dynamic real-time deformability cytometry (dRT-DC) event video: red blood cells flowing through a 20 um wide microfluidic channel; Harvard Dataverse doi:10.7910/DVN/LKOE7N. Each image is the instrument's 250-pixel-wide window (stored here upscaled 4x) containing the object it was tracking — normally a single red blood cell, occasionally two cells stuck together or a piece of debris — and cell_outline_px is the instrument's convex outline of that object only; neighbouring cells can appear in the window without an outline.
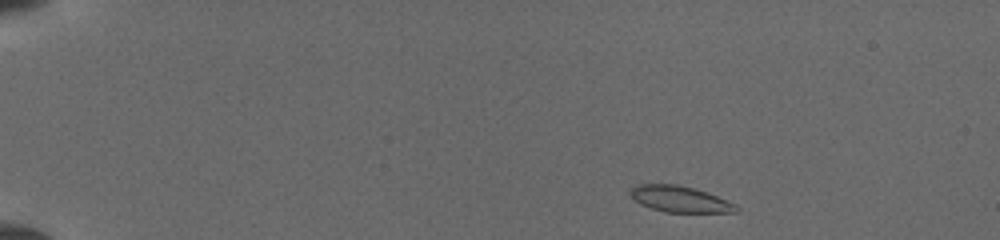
{"species": "common noctule bat (a hibernating species)", "species_latin": "Nyctalus noctula", "temperature_condition": "cold", "stored_images_in_passage": 7, "camera_frame_rate_fps": 3000, "um_per_image_px": 0.085, "animal": {"sex": "female", "body_mass_g": 19.5, "forearm_length_mm": 54.1}, "frame": {"image": 1, "passage_image": 1, "time_ms": 0.0, "image_size_px": [1000, 240], "cell_outline_px": [[740, 212], [664, 212], [640, 204], [632, 200], [628, 192], [636, 184], [676, 184], [696, 188], [736, 204], [740, 208]], "centroid_in_image_um": [57.76, 16.92], "position_along_channel_um": 27.2, "area_um2": 16.3}}
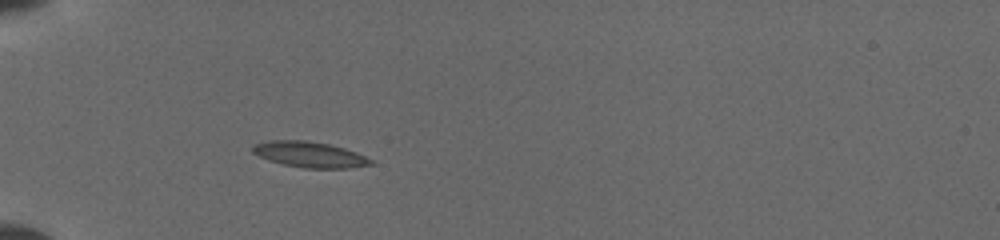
{"frame": {"image": 2, "passage_image": 7, "time_ms": 3.0, "image_size_px": [1000, 240], "cell_outline_px": [[376, 164], [348, 168], [304, 168], [284, 164], [268, 160], [252, 152], [252, 144], [268, 140], [304, 140], [328, 144], [344, 148], [356, 152], [376, 160]], "centroid_in_image_um": [26.36, 13.13], "position_along_channel_um": 58.6, "area_um2": 17.86}}